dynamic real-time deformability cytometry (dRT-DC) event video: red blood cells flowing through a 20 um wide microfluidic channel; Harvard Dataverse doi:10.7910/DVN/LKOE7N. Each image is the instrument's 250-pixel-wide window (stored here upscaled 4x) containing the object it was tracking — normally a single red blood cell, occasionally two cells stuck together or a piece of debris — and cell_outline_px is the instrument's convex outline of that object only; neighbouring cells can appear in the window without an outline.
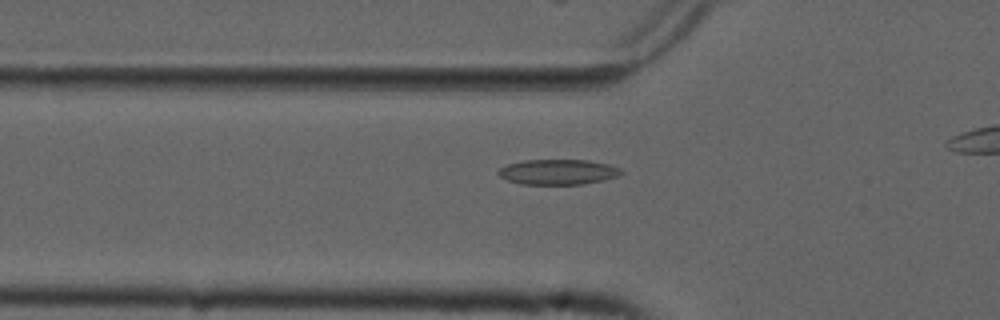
{"species": "common noctule bat (a hibernating species)", "species_latin": "Nyctalus noctula", "temperature_condition": "cold", "stored_images_in_passage": 32, "segment_of_instrument_passage": [1, 2], "camera_frame_rate_fps": 3000, "um_per_image_px": 0.085, "animal": {"sex": "male", "forearm_length_mm": 52.5}, "frame": {"image": 1, "passage_image": 6, "time_ms": 1.667, "image_size_px": [1000, 320], "cell_outline_px": [[624, 172], [616, 176], [604, 180], [584, 184], [524, 184], [508, 180], [500, 176], [496, 172], [500, 168], [508, 164], [524, 160], [588, 160], [608, 164], [620, 168]], "centroid_in_image_um": [47.44, 14.61], "position_along_channel_um": 78.4, "area_um2": 17.98}}
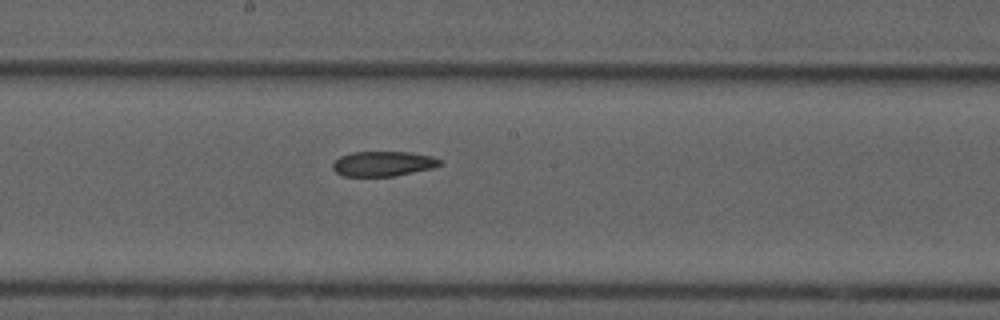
{"frame": {"image": 2, "passage_image": 17, "time_ms": 5.333, "image_size_px": [1000, 320], "cell_outline_px": [[444, 164], [432, 168], [392, 176], [344, 176], [336, 172], [332, 168], [332, 164], [340, 156], [352, 152], [408, 152], [432, 156], [440, 160]], "centroid_in_image_um": [32.56, 13.91], "position_along_channel_um": 215.6, "area_um2": 15.49}}
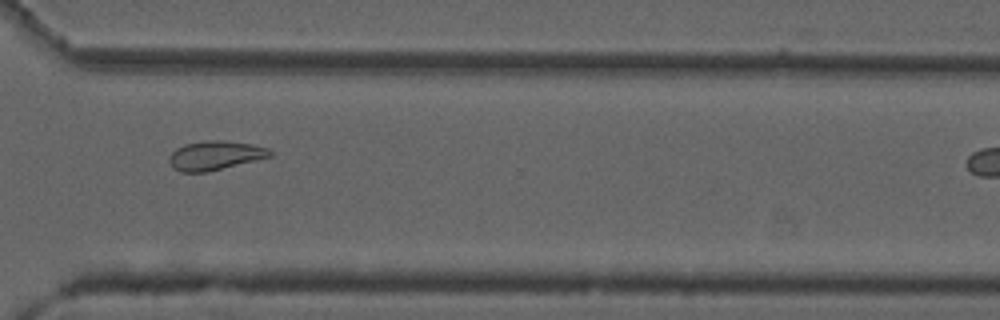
{"frame": {"image": 3, "passage_image": 28, "time_ms": 9.0, "image_size_px": [1000, 320], "cell_outline_px": [[272, 156], [208, 172], [180, 172], [172, 168], [168, 160], [168, 156], [176, 148], [184, 144], [208, 140], [224, 140], [252, 144], [268, 148], [272, 152]], "centroid_in_image_um": [18.25, 13.21], "position_along_channel_um": 352.4, "area_um2": 17.22}}